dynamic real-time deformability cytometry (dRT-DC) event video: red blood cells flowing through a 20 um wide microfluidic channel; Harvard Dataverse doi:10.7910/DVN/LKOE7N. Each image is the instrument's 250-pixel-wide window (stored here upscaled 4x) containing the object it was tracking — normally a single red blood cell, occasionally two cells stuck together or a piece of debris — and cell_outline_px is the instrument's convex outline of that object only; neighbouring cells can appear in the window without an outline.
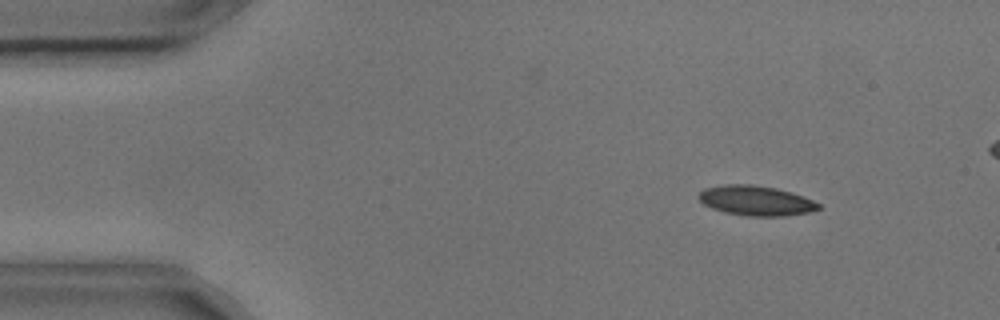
{"species": "common noctule bat (a hibernating species)", "species_latin": "Nyctalus noctula", "temperature_condition": "cold", "stored_images_in_passage": 50, "camera_frame_rate_fps": 3000, "um_per_image_px": 0.085, "animal": {"sex": "male", "body_mass_g": 17.9, "forearm_length_mm": 54.2}, "frame": {"image": 1, "passage_image": 5, "time_ms": 1.333, "image_size_px": [1000, 320], "cell_outline_px": [[820, 208], [808, 212], [784, 216], [748, 216], [724, 212], [712, 208], [704, 204], [696, 196], [704, 188], [724, 184], [752, 184], [776, 188], [792, 192], [804, 196], [820, 204]], "centroid_in_image_um": [64.23, 17.04], "position_along_channel_um": 20.8, "area_um2": 20.92}}
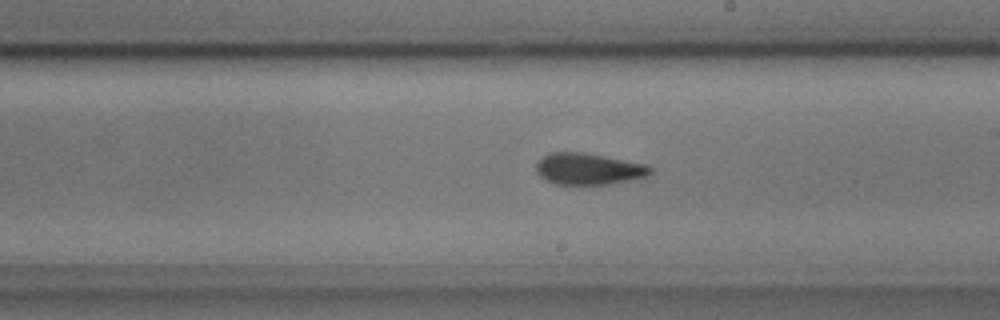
{"frame": {"image": 2, "passage_image": 29, "time_ms": 9.333, "image_size_px": [1000, 320], "cell_outline_px": [[652, 172], [648, 176], [608, 184], [556, 184], [544, 180], [536, 172], [536, 164], [548, 152], [584, 152], [648, 164], [652, 168]], "centroid_in_image_um": [50.02, 14.35], "position_along_channel_um": 239.0, "area_um2": 21.04}}
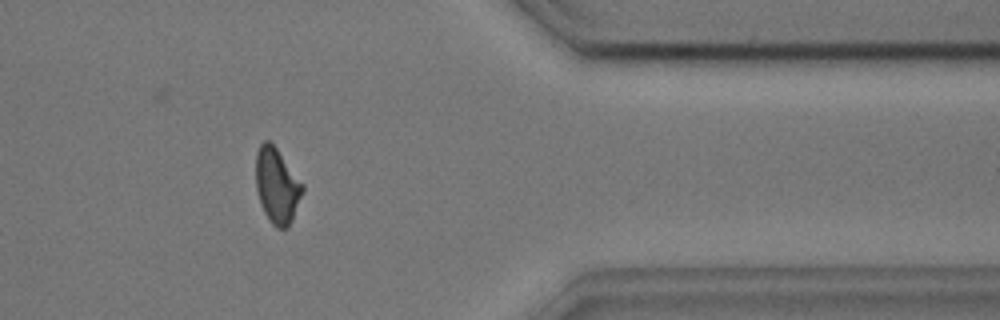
{"frame": {"image": 3, "passage_image": 43, "time_ms": 14.0, "image_size_px": [1000, 320], "cell_outline_px": [[304, 188], [292, 220], [288, 228], [276, 228], [268, 220], [260, 204], [256, 188], [256, 152], [260, 144], [264, 140], [268, 140], [276, 148], [304, 184]], "centroid_in_image_um": [23.53, 15.8], "position_along_channel_um": 387.9, "area_um2": 20.46}}